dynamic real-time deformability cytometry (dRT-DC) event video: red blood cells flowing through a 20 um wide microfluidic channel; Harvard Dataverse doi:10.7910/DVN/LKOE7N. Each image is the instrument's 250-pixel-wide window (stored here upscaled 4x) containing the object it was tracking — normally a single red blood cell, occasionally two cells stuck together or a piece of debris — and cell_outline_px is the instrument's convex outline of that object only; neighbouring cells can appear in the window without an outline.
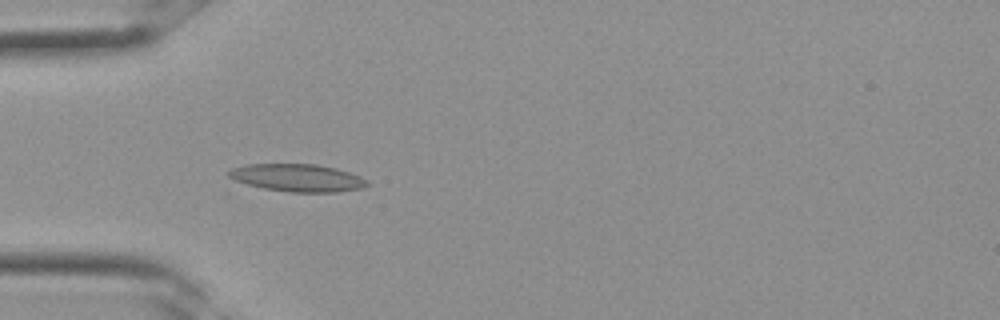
{"species": "Egyptian fruit bat (a non-hibernating species)", "species_latin": "Rousettus aegyptiacus", "temperature_condition": "room temperature", "stored_images_in_passage": 33, "camera_frame_rate_fps": 3000, "um_per_image_px": 0.085, "frame": {"image": 1, "passage_image": 10, "time_ms": 3.0, "image_size_px": [1000, 320], "cell_outline_px": [[372, 184], [360, 188], [336, 192], [288, 192], [264, 188], [248, 184], [236, 180], [228, 176], [228, 172], [232, 168], [244, 164], [316, 164], [336, 168], [360, 176], [368, 180]], "centroid_in_image_um": [25.31, 15.11], "position_along_channel_um": 59.7, "area_um2": 22.2}}
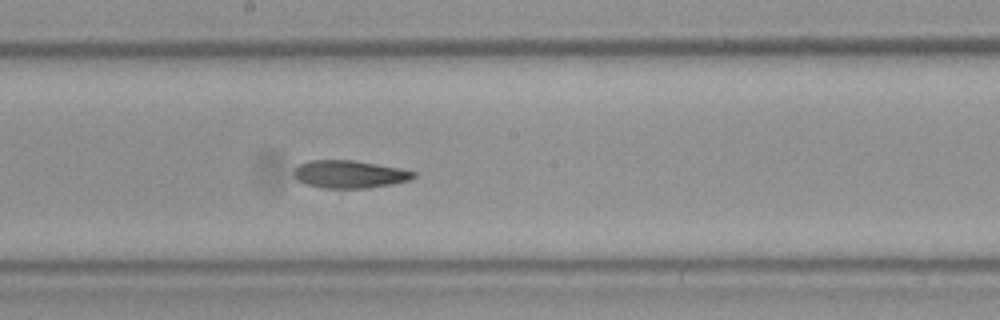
{"frame": {"image": 2, "passage_image": 18, "time_ms": 5.667, "image_size_px": [1000, 320], "cell_outline_px": [[416, 176], [408, 180], [392, 184], [368, 188], [324, 188], [308, 184], [300, 180], [292, 172], [300, 164], [308, 160], [352, 160], [400, 168], [416, 172]], "centroid_in_image_um": [29.73, 14.8], "position_along_channel_um": 218.5, "area_um2": 19.07}}
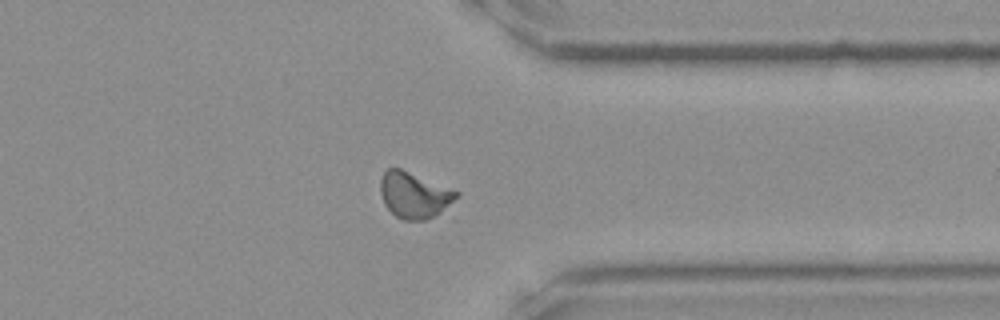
{"frame": {"image": 3, "passage_image": 26, "time_ms": 8.333, "image_size_px": [1000, 320], "cell_outline_px": [[460, 196], [440, 212], [424, 220], [404, 220], [396, 216], [384, 204], [380, 192], [380, 180], [384, 172], [388, 168], [400, 168], [460, 192]], "centroid_in_image_um": [35.2, 16.57], "position_along_channel_um": 376.2, "area_um2": 20.17}}